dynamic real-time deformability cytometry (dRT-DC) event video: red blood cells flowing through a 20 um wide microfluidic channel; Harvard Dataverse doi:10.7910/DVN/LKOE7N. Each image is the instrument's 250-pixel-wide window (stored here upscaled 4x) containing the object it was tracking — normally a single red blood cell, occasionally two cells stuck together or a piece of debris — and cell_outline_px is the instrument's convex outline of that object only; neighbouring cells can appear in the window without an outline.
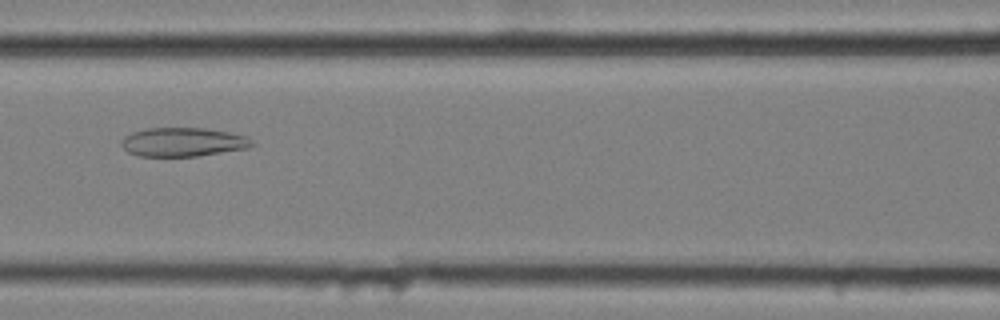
{"species": "common noctule bat (a hibernating species)", "species_latin": "Nyctalus noctula", "temperature_condition": "cold", "stored_images_in_passage": 50, "camera_frame_rate_fps": 3000, "um_per_image_px": 0.085, "animal": {"sex": "female", "body_mass_g": 25.1}, "frame": {"image": 1, "passage_image": 18, "time_ms": 5.667, "image_size_px": [1000, 320], "cell_outline_px": [[256, 144], [248, 148], [196, 156], [140, 156], [128, 152], [120, 144], [124, 136], [132, 132], [148, 128], [204, 128], [228, 132], [248, 136]], "centroid_in_image_um": [15.57, 12.07], "position_along_channel_um": 151.0, "area_um2": 21.96}}
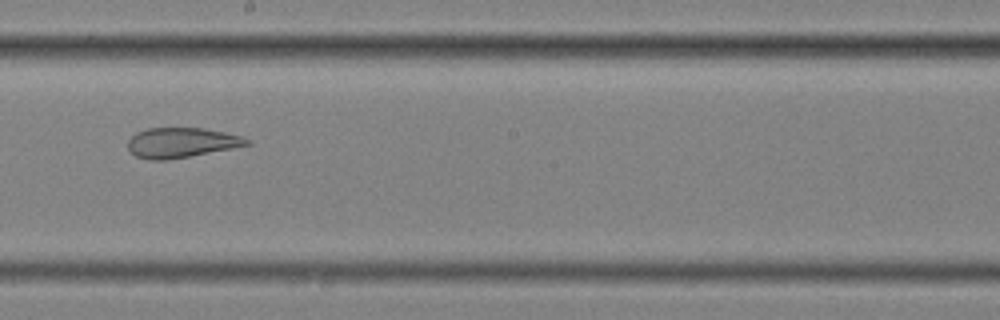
{"frame": {"image": 2, "passage_image": 25, "time_ms": 8.0, "image_size_px": [1000, 320], "cell_outline_px": [[252, 144], [232, 148], [188, 156], [164, 160], [152, 160], [136, 156], [128, 148], [128, 140], [136, 132], [148, 128], [204, 128], [244, 136], [252, 140]], "centroid_in_image_um": [15.45, 12.11], "position_along_channel_um": 232.7, "area_um2": 20.69}}
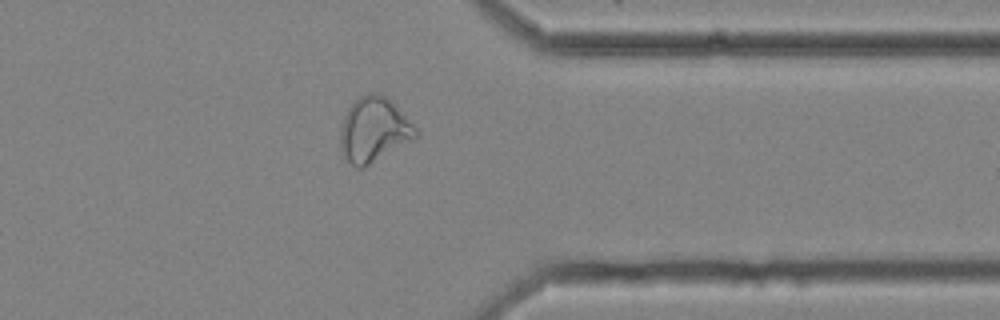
{"frame": {"image": 3, "passage_image": 38, "time_ms": 12.333, "image_size_px": [1000, 320], "cell_outline_px": [[420, 132], [416, 136], [368, 164], [360, 168], [356, 168], [344, 156], [340, 148], [340, 128], [344, 116], [348, 108], [360, 96], [368, 92], [380, 92], [392, 100], [396, 104]], "centroid_in_image_um": [31.76, 10.96], "position_along_channel_um": 379.6, "area_um2": 28.03}, "authors_computed_cell_mechanics": {"area_um2": 28.2642, "velocity_mm_per_s": 3.5145, "shape_relaxation_time_tau1_ms": null, "shape_relaxation_time_tau2_ms": 3.6473, "deformation_change_tau1": null, "deformation_change_tau2": 0.1165}}